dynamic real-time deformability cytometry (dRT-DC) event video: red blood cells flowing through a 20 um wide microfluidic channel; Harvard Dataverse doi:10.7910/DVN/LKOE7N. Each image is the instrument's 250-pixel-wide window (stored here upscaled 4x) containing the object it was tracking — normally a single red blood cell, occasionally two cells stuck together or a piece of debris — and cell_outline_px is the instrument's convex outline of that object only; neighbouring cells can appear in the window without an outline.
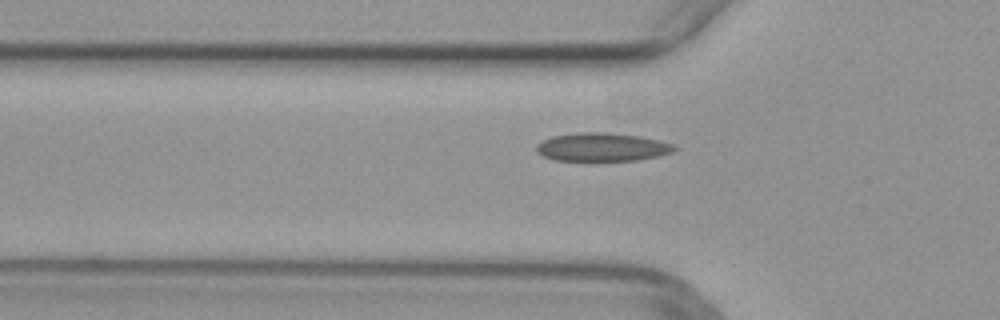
{"species": "common noctule bat (a hibernating species)", "species_latin": "Nyctalus noctula", "temperature_condition": "warm", "stored_images_in_passage": 35, "camera_frame_rate_fps": 3000, "um_per_image_px": 0.085, "animal": {"sex": "female", "body_mass_g": 29.2, "forearm_length_mm": 56.3}, "frame": {"image": 1, "passage_image": 2, "time_ms": 0.333, "image_size_px": [1000, 320], "cell_outline_px": [[680, 148], [672, 152], [656, 156], [636, 160], [600, 164], [552, 160], [536, 152], [536, 144], [552, 136], [580, 132], [604, 132], [640, 136], [660, 140], [676, 144]], "centroid_in_image_um": [51.18, 12.55], "position_along_channel_um": 74.6, "area_um2": 24.04}}
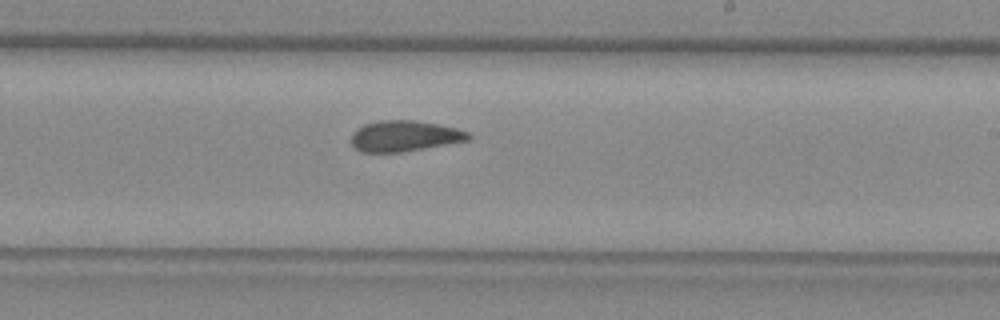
{"frame": {"image": 2, "passage_image": 15, "time_ms": 4.667, "image_size_px": [1000, 320], "cell_outline_px": [[472, 136], [468, 140], [424, 148], [400, 152], [360, 152], [352, 144], [352, 132], [356, 128], [364, 124], [380, 120], [416, 120], [456, 128], [468, 132]], "centroid_in_image_um": [34.35, 11.55], "position_along_channel_um": 254.7, "area_um2": 20.92}}
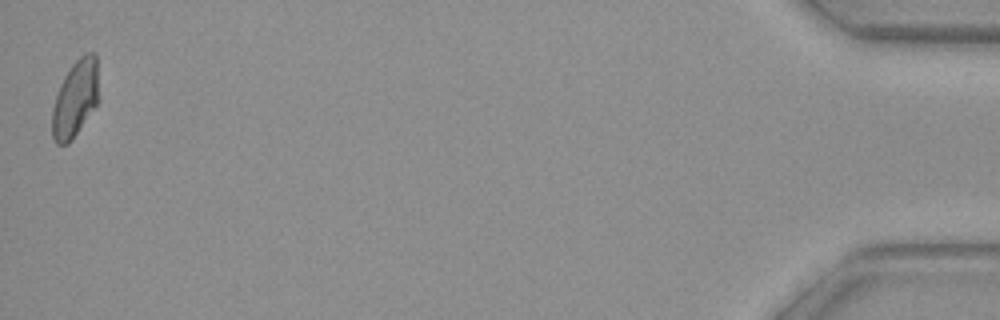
{"frame": {"image": 3, "passage_image": 35, "time_ms": 11.333, "image_size_px": [1000, 320], "cell_outline_px": [[96, 104], [72, 140], [68, 144], [56, 144], [52, 136], [52, 108], [60, 84], [64, 76], [72, 64], [84, 52], [96, 52]], "centroid_in_image_um": [6.35, 8.39], "position_along_channel_um": 428.9, "area_um2": 20.35}}